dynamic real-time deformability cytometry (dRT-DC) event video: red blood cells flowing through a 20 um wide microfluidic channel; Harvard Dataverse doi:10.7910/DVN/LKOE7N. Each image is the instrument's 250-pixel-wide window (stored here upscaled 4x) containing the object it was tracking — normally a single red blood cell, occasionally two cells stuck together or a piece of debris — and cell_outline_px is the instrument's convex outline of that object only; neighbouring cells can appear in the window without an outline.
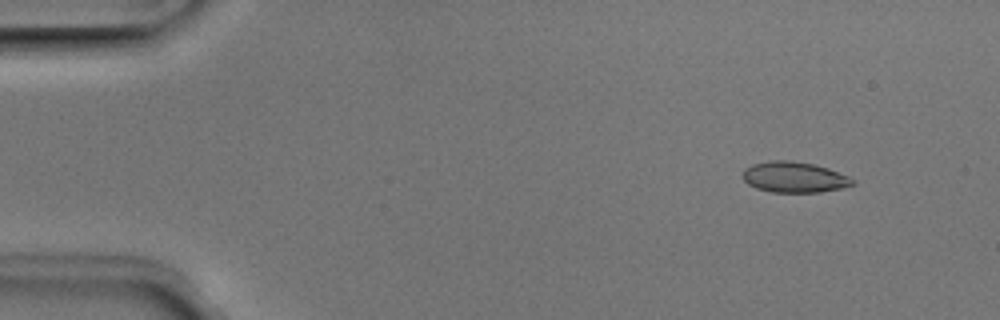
{"species": "Egyptian fruit bat (a non-hibernating species)", "species_latin": "Rousettus aegyptiacus", "temperature_condition": "room temperature", "stored_images_in_passage": 51, "camera_frame_rate_fps": 3000, "um_per_image_px": 0.085, "animal": {"sex": "male"}, "frame": {"image": 1, "passage_image": 5, "time_ms": 1.333, "image_size_px": [1000, 320], "cell_outline_px": [[856, 184], [840, 188], [820, 192], [772, 192], [756, 188], [748, 184], [744, 180], [744, 168], [752, 164], [772, 160], [792, 160], [812, 164], [828, 168], [848, 176], [856, 180]], "centroid_in_image_um": [67.52, 15.05], "position_along_channel_um": 17.5, "area_um2": 19.65}}
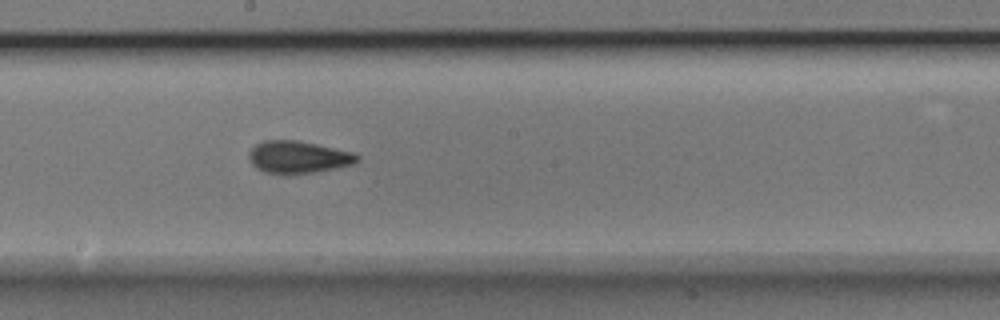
{"frame": {"image": 2, "passage_image": 28, "time_ms": 9.0, "image_size_px": [1000, 320], "cell_outline_px": [[360, 160], [352, 164], [336, 168], [316, 172], [288, 176], [280, 176], [264, 172], [256, 168], [252, 164], [248, 156], [248, 152], [256, 144], [264, 140], [296, 140], [316, 144], [352, 152], [360, 156]], "centroid_in_image_um": [25.31, 13.39], "position_along_channel_um": 222.9, "area_um2": 20.81}}
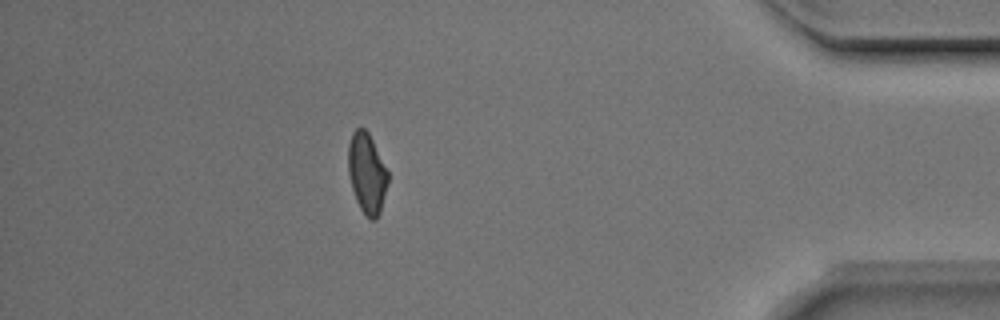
{"frame": {"image": 3, "passage_image": 45, "time_ms": 14.667, "image_size_px": [1000, 320], "cell_outline_px": [[388, 180], [380, 212], [376, 220], [368, 220], [360, 208], [356, 200], [352, 188], [348, 172], [348, 144], [352, 132], [356, 128], [364, 128], [368, 132], [388, 172]], "centroid_in_image_um": [31.17, 14.74], "position_along_channel_um": 404.0, "area_um2": 18.5}, "authors_computed_cell_mechanics": {"area_um2": 19.5942, "velocity_mm_per_s": 3.9676, "shape_relaxation_time_tau1_ms": 4.5799, "shape_relaxation_time_tau2_ms": 1.4688, "deformation_change_tau1": 0.1221, "deformation_change_tau2": 0.0606}}